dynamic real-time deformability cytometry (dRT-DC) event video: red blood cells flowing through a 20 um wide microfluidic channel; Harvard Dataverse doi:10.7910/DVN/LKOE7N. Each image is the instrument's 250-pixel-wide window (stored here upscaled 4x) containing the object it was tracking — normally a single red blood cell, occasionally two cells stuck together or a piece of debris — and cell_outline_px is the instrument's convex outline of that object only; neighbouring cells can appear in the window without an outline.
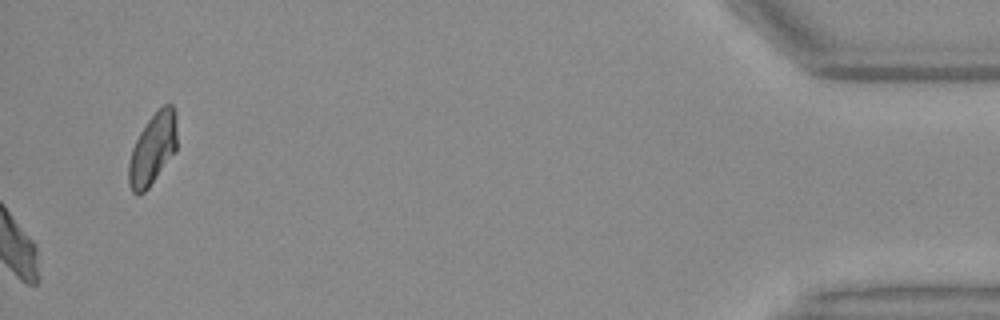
{"species": "Egyptian fruit bat (a non-hibernating species)", "species_latin": "Rousettus aegyptiacus", "temperature_condition": "warm", "stored_images_in_passage": 45, "camera_frame_rate_fps": 3000, "um_per_image_px": 0.085, "animal": {"sex": "female"}, "frame": {"image": 1, "passage_image": 45, "time_ms": 14.667, "image_size_px": [1000, 320], "cell_outline_px": [[176, 152], [148, 188], [144, 192], [136, 196], [132, 192], [128, 184], [128, 164], [132, 148], [140, 132], [148, 120], [164, 104], [172, 104], [176, 112]], "centroid_in_image_um": [12.97, 12.69], "position_along_channel_um": 422.2, "area_um2": 20.17}, "authors_computed_cell_mechanics": {"area_um2": 21.1548, "velocity_mm_per_s": 4.1833, "shape_relaxation_time_tau1_ms": 3.2847, "shape_relaxation_time_tau2_ms": 2.1628, "deformation_change_tau1": 0.1249, "deformation_change_tau2": 0.1068}}